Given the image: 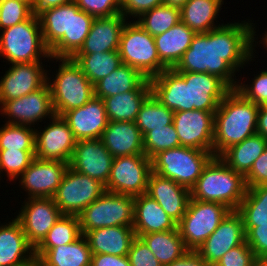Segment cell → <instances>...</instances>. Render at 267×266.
<instances>
[{
  "mask_svg": "<svg viewBox=\"0 0 267 266\" xmlns=\"http://www.w3.org/2000/svg\"><path fill=\"white\" fill-rule=\"evenodd\" d=\"M252 24L249 20L223 23L207 33H196L174 69L177 72L213 74L235 89L238 83L235 74L244 68L243 65L254 61V47L258 45L254 36L258 35L255 23Z\"/></svg>",
  "mask_w": 267,
  "mask_h": 266,
  "instance_id": "cell-1",
  "label": "cell"
},
{
  "mask_svg": "<svg viewBox=\"0 0 267 266\" xmlns=\"http://www.w3.org/2000/svg\"><path fill=\"white\" fill-rule=\"evenodd\" d=\"M153 96L173 112H215L231 88L208 73L177 72L167 68L150 79Z\"/></svg>",
  "mask_w": 267,
  "mask_h": 266,
  "instance_id": "cell-2",
  "label": "cell"
},
{
  "mask_svg": "<svg viewBox=\"0 0 267 266\" xmlns=\"http://www.w3.org/2000/svg\"><path fill=\"white\" fill-rule=\"evenodd\" d=\"M259 106L231 89L214 113L213 155L256 134Z\"/></svg>",
  "mask_w": 267,
  "mask_h": 266,
  "instance_id": "cell-3",
  "label": "cell"
},
{
  "mask_svg": "<svg viewBox=\"0 0 267 266\" xmlns=\"http://www.w3.org/2000/svg\"><path fill=\"white\" fill-rule=\"evenodd\" d=\"M246 191L245 177L231 169L219 156H213L190 189V195L191 199L221 203L234 211Z\"/></svg>",
  "mask_w": 267,
  "mask_h": 266,
  "instance_id": "cell-4",
  "label": "cell"
},
{
  "mask_svg": "<svg viewBox=\"0 0 267 266\" xmlns=\"http://www.w3.org/2000/svg\"><path fill=\"white\" fill-rule=\"evenodd\" d=\"M53 59V60H52ZM59 63L58 69L50 77L47 70V83L50 87L55 115L62 116L65 112L85 105L94 97V86L83 73L80 66L72 58H54ZM53 78V79H52ZM52 79V81H51Z\"/></svg>",
  "mask_w": 267,
  "mask_h": 266,
  "instance_id": "cell-5",
  "label": "cell"
},
{
  "mask_svg": "<svg viewBox=\"0 0 267 266\" xmlns=\"http://www.w3.org/2000/svg\"><path fill=\"white\" fill-rule=\"evenodd\" d=\"M0 57L9 64L42 62V58L50 60L38 16L32 14L27 20L2 30Z\"/></svg>",
  "mask_w": 267,
  "mask_h": 266,
  "instance_id": "cell-6",
  "label": "cell"
},
{
  "mask_svg": "<svg viewBox=\"0 0 267 266\" xmlns=\"http://www.w3.org/2000/svg\"><path fill=\"white\" fill-rule=\"evenodd\" d=\"M213 156L210 151L185 146L163 150L152 158V172L190 190Z\"/></svg>",
  "mask_w": 267,
  "mask_h": 266,
  "instance_id": "cell-7",
  "label": "cell"
},
{
  "mask_svg": "<svg viewBox=\"0 0 267 266\" xmlns=\"http://www.w3.org/2000/svg\"><path fill=\"white\" fill-rule=\"evenodd\" d=\"M118 51L122 63L135 68L147 79L167 69L159 59L154 37L135 20L132 23L126 22L121 33Z\"/></svg>",
  "mask_w": 267,
  "mask_h": 266,
  "instance_id": "cell-8",
  "label": "cell"
},
{
  "mask_svg": "<svg viewBox=\"0 0 267 266\" xmlns=\"http://www.w3.org/2000/svg\"><path fill=\"white\" fill-rule=\"evenodd\" d=\"M230 211L221 203L190 199L186 213L177 224L185 247L196 251Z\"/></svg>",
  "mask_w": 267,
  "mask_h": 266,
  "instance_id": "cell-9",
  "label": "cell"
},
{
  "mask_svg": "<svg viewBox=\"0 0 267 266\" xmlns=\"http://www.w3.org/2000/svg\"><path fill=\"white\" fill-rule=\"evenodd\" d=\"M82 234L113 226H133L134 197L106 191L79 215Z\"/></svg>",
  "mask_w": 267,
  "mask_h": 266,
  "instance_id": "cell-10",
  "label": "cell"
},
{
  "mask_svg": "<svg viewBox=\"0 0 267 266\" xmlns=\"http://www.w3.org/2000/svg\"><path fill=\"white\" fill-rule=\"evenodd\" d=\"M105 192L100 181L68 167L53 199L63 215L78 216Z\"/></svg>",
  "mask_w": 267,
  "mask_h": 266,
  "instance_id": "cell-11",
  "label": "cell"
},
{
  "mask_svg": "<svg viewBox=\"0 0 267 266\" xmlns=\"http://www.w3.org/2000/svg\"><path fill=\"white\" fill-rule=\"evenodd\" d=\"M152 159L146 155L115 157L105 189L111 193L139 196L147 191Z\"/></svg>",
  "mask_w": 267,
  "mask_h": 266,
  "instance_id": "cell-12",
  "label": "cell"
},
{
  "mask_svg": "<svg viewBox=\"0 0 267 266\" xmlns=\"http://www.w3.org/2000/svg\"><path fill=\"white\" fill-rule=\"evenodd\" d=\"M0 114L7 124L33 126L55 115L50 87L46 82L40 89L0 105ZM36 123V124H35Z\"/></svg>",
  "mask_w": 267,
  "mask_h": 266,
  "instance_id": "cell-13",
  "label": "cell"
},
{
  "mask_svg": "<svg viewBox=\"0 0 267 266\" xmlns=\"http://www.w3.org/2000/svg\"><path fill=\"white\" fill-rule=\"evenodd\" d=\"M49 122L42 131L35 128V157L69 163L77 140L62 116L54 115Z\"/></svg>",
  "mask_w": 267,
  "mask_h": 266,
  "instance_id": "cell-14",
  "label": "cell"
},
{
  "mask_svg": "<svg viewBox=\"0 0 267 266\" xmlns=\"http://www.w3.org/2000/svg\"><path fill=\"white\" fill-rule=\"evenodd\" d=\"M22 204L15 218L20 222L28 242L36 248L63 214L53 198H29Z\"/></svg>",
  "mask_w": 267,
  "mask_h": 266,
  "instance_id": "cell-15",
  "label": "cell"
},
{
  "mask_svg": "<svg viewBox=\"0 0 267 266\" xmlns=\"http://www.w3.org/2000/svg\"><path fill=\"white\" fill-rule=\"evenodd\" d=\"M69 163L34 158L30 166L18 178L28 198H53Z\"/></svg>",
  "mask_w": 267,
  "mask_h": 266,
  "instance_id": "cell-16",
  "label": "cell"
},
{
  "mask_svg": "<svg viewBox=\"0 0 267 266\" xmlns=\"http://www.w3.org/2000/svg\"><path fill=\"white\" fill-rule=\"evenodd\" d=\"M214 113L203 110L174 112L173 124L180 146L213 153Z\"/></svg>",
  "mask_w": 267,
  "mask_h": 266,
  "instance_id": "cell-17",
  "label": "cell"
},
{
  "mask_svg": "<svg viewBox=\"0 0 267 266\" xmlns=\"http://www.w3.org/2000/svg\"><path fill=\"white\" fill-rule=\"evenodd\" d=\"M246 241L242 216L237 210L230 211L217 229L196 250L210 266H215L222 256Z\"/></svg>",
  "mask_w": 267,
  "mask_h": 266,
  "instance_id": "cell-18",
  "label": "cell"
},
{
  "mask_svg": "<svg viewBox=\"0 0 267 266\" xmlns=\"http://www.w3.org/2000/svg\"><path fill=\"white\" fill-rule=\"evenodd\" d=\"M42 62L11 64L0 80V105L40 89L47 82Z\"/></svg>",
  "mask_w": 267,
  "mask_h": 266,
  "instance_id": "cell-19",
  "label": "cell"
},
{
  "mask_svg": "<svg viewBox=\"0 0 267 266\" xmlns=\"http://www.w3.org/2000/svg\"><path fill=\"white\" fill-rule=\"evenodd\" d=\"M114 157L101 139L78 140L69 167L106 185Z\"/></svg>",
  "mask_w": 267,
  "mask_h": 266,
  "instance_id": "cell-20",
  "label": "cell"
},
{
  "mask_svg": "<svg viewBox=\"0 0 267 266\" xmlns=\"http://www.w3.org/2000/svg\"><path fill=\"white\" fill-rule=\"evenodd\" d=\"M43 41L54 58H69L70 3L38 15Z\"/></svg>",
  "mask_w": 267,
  "mask_h": 266,
  "instance_id": "cell-21",
  "label": "cell"
},
{
  "mask_svg": "<svg viewBox=\"0 0 267 266\" xmlns=\"http://www.w3.org/2000/svg\"><path fill=\"white\" fill-rule=\"evenodd\" d=\"M62 117L77 141L100 139L108 124L103 99L95 96L85 105L65 112Z\"/></svg>",
  "mask_w": 267,
  "mask_h": 266,
  "instance_id": "cell-22",
  "label": "cell"
},
{
  "mask_svg": "<svg viewBox=\"0 0 267 266\" xmlns=\"http://www.w3.org/2000/svg\"><path fill=\"white\" fill-rule=\"evenodd\" d=\"M146 194L157 201L166 214L177 224L186 213L191 199L188 188L154 172L150 173Z\"/></svg>",
  "mask_w": 267,
  "mask_h": 266,
  "instance_id": "cell-23",
  "label": "cell"
},
{
  "mask_svg": "<svg viewBox=\"0 0 267 266\" xmlns=\"http://www.w3.org/2000/svg\"><path fill=\"white\" fill-rule=\"evenodd\" d=\"M35 259V248L28 242L20 222L13 218L1 224L0 266H23Z\"/></svg>",
  "mask_w": 267,
  "mask_h": 266,
  "instance_id": "cell-24",
  "label": "cell"
},
{
  "mask_svg": "<svg viewBox=\"0 0 267 266\" xmlns=\"http://www.w3.org/2000/svg\"><path fill=\"white\" fill-rule=\"evenodd\" d=\"M127 19L120 13L109 17H96L80 50L76 54L118 51Z\"/></svg>",
  "mask_w": 267,
  "mask_h": 266,
  "instance_id": "cell-25",
  "label": "cell"
},
{
  "mask_svg": "<svg viewBox=\"0 0 267 266\" xmlns=\"http://www.w3.org/2000/svg\"><path fill=\"white\" fill-rule=\"evenodd\" d=\"M100 139L114 158L144 155L143 136L135 122L108 121Z\"/></svg>",
  "mask_w": 267,
  "mask_h": 266,
  "instance_id": "cell-26",
  "label": "cell"
},
{
  "mask_svg": "<svg viewBox=\"0 0 267 266\" xmlns=\"http://www.w3.org/2000/svg\"><path fill=\"white\" fill-rule=\"evenodd\" d=\"M133 229L136 237L143 234L174 230L177 223L148 194L134 197Z\"/></svg>",
  "mask_w": 267,
  "mask_h": 266,
  "instance_id": "cell-27",
  "label": "cell"
},
{
  "mask_svg": "<svg viewBox=\"0 0 267 266\" xmlns=\"http://www.w3.org/2000/svg\"><path fill=\"white\" fill-rule=\"evenodd\" d=\"M86 237L91 254L128 256L130 246L136 238L132 226L103 227L87 231Z\"/></svg>",
  "mask_w": 267,
  "mask_h": 266,
  "instance_id": "cell-28",
  "label": "cell"
},
{
  "mask_svg": "<svg viewBox=\"0 0 267 266\" xmlns=\"http://www.w3.org/2000/svg\"><path fill=\"white\" fill-rule=\"evenodd\" d=\"M91 250L82 234L76 241L54 248H35L39 266H91Z\"/></svg>",
  "mask_w": 267,
  "mask_h": 266,
  "instance_id": "cell-29",
  "label": "cell"
},
{
  "mask_svg": "<svg viewBox=\"0 0 267 266\" xmlns=\"http://www.w3.org/2000/svg\"><path fill=\"white\" fill-rule=\"evenodd\" d=\"M152 94L150 79L135 90L103 98L108 121L135 122L144 101Z\"/></svg>",
  "mask_w": 267,
  "mask_h": 266,
  "instance_id": "cell-30",
  "label": "cell"
},
{
  "mask_svg": "<svg viewBox=\"0 0 267 266\" xmlns=\"http://www.w3.org/2000/svg\"><path fill=\"white\" fill-rule=\"evenodd\" d=\"M195 32L182 21L166 32L154 37L160 61L167 68H174L190 47Z\"/></svg>",
  "mask_w": 267,
  "mask_h": 266,
  "instance_id": "cell-31",
  "label": "cell"
},
{
  "mask_svg": "<svg viewBox=\"0 0 267 266\" xmlns=\"http://www.w3.org/2000/svg\"><path fill=\"white\" fill-rule=\"evenodd\" d=\"M223 0H189L181 9V21L195 33H207L223 24H215Z\"/></svg>",
  "mask_w": 267,
  "mask_h": 266,
  "instance_id": "cell-32",
  "label": "cell"
},
{
  "mask_svg": "<svg viewBox=\"0 0 267 266\" xmlns=\"http://www.w3.org/2000/svg\"><path fill=\"white\" fill-rule=\"evenodd\" d=\"M266 147L267 139L256 133L229 147L219 157L231 169L245 177Z\"/></svg>",
  "mask_w": 267,
  "mask_h": 266,
  "instance_id": "cell-33",
  "label": "cell"
},
{
  "mask_svg": "<svg viewBox=\"0 0 267 266\" xmlns=\"http://www.w3.org/2000/svg\"><path fill=\"white\" fill-rule=\"evenodd\" d=\"M140 238L163 266L171 264L188 252L178 227L174 230L143 234Z\"/></svg>",
  "mask_w": 267,
  "mask_h": 266,
  "instance_id": "cell-34",
  "label": "cell"
},
{
  "mask_svg": "<svg viewBox=\"0 0 267 266\" xmlns=\"http://www.w3.org/2000/svg\"><path fill=\"white\" fill-rule=\"evenodd\" d=\"M146 78L135 68L122 63L111 74L96 82L94 96L106 98L135 90Z\"/></svg>",
  "mask_w": 267,
  "mask_h": 266,
  "instance_id": "cell-35",
  "label": "cell"
},
{
  "mask_svg": "<svg viewBox=\"0 0 267 266\" xmlns=\"http://www.w3.org/2000/svg\"><path fill=\"white\" fill-rule=\"evenodd\" d=\"M72 59L80 66L85 76L93 85L111 74L122 64L119 51L75 54Z\"/></svg>",
  "mask_w": 267,
  "mask_h": 266,
  "instance_id": "cell-36",
  "label": "cell"
},
{
  "mask_svg": "<svg viewBox=\"0 0 267 266\" xmlns=\"http://www.w3.org/2000/svg\"><path fill=\"white\" fill-rule=\"evenodd\" d=\"M237 212L242 216L244 227L267 224V185L247 188Z\"/></svg>",
  "mask_w": 267,
  "mask_h": 266,
  "instance_id": "cell-37",
  "label": "cell"
},
{
  "mask_svg": "<svg viewBox=\"0 0 267 266\" xmlns=\"http://www.w3.org/2000/svg\"><path fill=\"white\" fill-rule=\"evenodd\" d=\"M173 117L174 112L151 94L141 105L135 123L144 136L154 128H166L173 123Z\"/></svg>",
  "mask_w": 267,
  "mask_h": 266,
  "instance_id": "cell-38",
  "label": "cell"
},
{
  "mask_svg": "<svg viewBox=\"0 0 267 266\" xmlns=\"http://www.w3.org/2000/svg\"><path fill=\"white\" fill-rule=\"evenodd\" d=\"M181 21L178 7L162 4L143 13L136 22L151 36L160 35Z\"/></svg>",
  "mask_w": 267,
  "mask_h": 266,
  "instance_id": "cell-39",
  "label": "cell"
},
{
  "mask_svg": "<svg viewBox=\"0 0 267 266\" xmlns=\"http://www.w3.org/2000/svg\"><path fill=\"white\" fill-rule=\"evenodd\" d=\"M82 235L78 216L62 215L36 248H54L76 241Z\"/></svg>",
  "mask_w": 267,
  "mask_h": 266,
  "instance_id": "cell-40",
  "label": "cell"
},
{
  "mask_svg": "<svg viewBox=\"0 0 267 266\" xmlns=\"http://www.w3.org/2000/svg\"><path fill=\"white\" fill-rule=\"evenodd\" d=\"M2 126L0 127V150L35 151V128L7 123Z\"/></svg>",
  "mask_w": 267,
  "mask_h": 266,
  "instance_id": "cell-41",
  "label": "cell"
},
{
  "mask_svg": "<svg viewBox=\"0 0 267 266\" xmlns=\"http://www.w3.org/2000/svg\"><path fill=\"white\" fill-rule=\"evenodd\" d=\"M94 19L95 17L79 9L74 1L70 3L69 58L82 47Z\"/></svg>",
  "mask_w": 267,
  "mask_h": 266,
  "instance_id": "cell-42",
  "label": "cell"
},
{
  "mask_svg": "<svg viewBox=\"0 0 267 266\" xmlns=\"http://www.w3.org/2000/svg\"><path fill=\"white\" fill-rule=\"evenodd\" d=\"M144 155L152 159L160 151L169 150L180 146L178 133L174 124L166 128H154L143 136Z\"/></svg>",
  "mask_w": 267,
  "mask_h": 266,
  "instance_id": "cell-43",
  "label": "cell"
},
{
  "mask_svg": "<svg viewBox=\"0 0 267 266\" xmlns=\"http://www.w3.org/2000/svg\"><path fill=\"white\" fill-rule=\"evenodd\" d=\"M35 158V151L0 150V180L7 176L10 181H17ZM3 172V173H2Z\"/></svg>",
  "mask_w": 267,
  "mask_h": 266,
  "instance_id": "cell-44",
  "label": "cell"
},
{
  "mask_svg": "<svg viewBox=\"0 0 267 266\" xmlns=\"http://www.w3.org/2000/svg\"><path fill=\"white\" fill-rule=\"evenodd\" d=\"M33 14L27 0H0V32L27 20Z\"/></svg>",
  "mask_w": 267,
  "mask_h": 266,
  "instance_id": "cell-45",
  "label": "cell"
},
{
  "mask_svg": "<svg viewBox=\"0 0 267 266\" xmlns=\"http://www.w3.org/2000/svg\"><path fill=\"white\" fill-rule=\"evenodd\" d=\"M235 90L239 92L245 99L261 106L267 100V69L262 70L260 74H256L252 82L248 84L239 82Z\"/></svg>",
  "mask_w": 267,
  "mask_h": 266,
  "instance_id": "cell-46",
  "label": "cell"
},
{
  "mask_svg": "<svg viewBox=\"0 0 267 266\" xmlns=\"http://www.w3.org/2000/svg\"><path fill=\"white\" fill-rule=\"evenodd\" d=\"M78 8L93 17H109L120 14V0H74Z\"/></svg>",
  "mask_w": 267,
  "mask_h": 266,
  "instance_id": "cell-47",
  "label": "cell"
},
{
  "mask_svg": "<svg viewBox=\"0 0 267 266\" xmlns=\"http://www.w3.org/2000/svg\"><path fill=\"white\" fill-rule=\"evenodd\" d=\"M255 255L249 245H241L227 251L215 266H254Z\"/></svg>",
  "mask_w": 267,
  "mask_h": 266,
  "instance_id": "cell-48",
  "label": "cell"
},
{
  "mask_svg": "<svg viewBox=\"0 0 267 266\" xmlns=\"http://www.w3.org/2000/svg\"><path fill=\"white\" fill-rule=\"evenodd\" d=\"M131 266H163L140 237H136L128 252Z\"/></svg>",
  "mask_w": 267,
  "mask_h": 266,
  "instance_id": "cell-49",
  "label": "cell"
},
{
  "mask_svg": "<svg viewBox=\"0 0 267 266\" xmlns=\"http://www.w3.org/2000/svg\"><path fill=\"white\" fill-rule=\"evenodd\" d=\"M246 243L252 249L255 257L267 255V224L257 227H244Z\"/></svg>",
  "mask_w": 267,
  "mask_h": 266,
  "instance_id": "cell-50",
  "label": "cell"
},
{
  "mask_svg": "<svg viewBox=\"0 0 267 266\" xmlns=\"http://www.w3.org/2000/svg\"><path fill=\"white\" fill-rule=\"evenodd\" d=\"M162 4L163 0H120V10L127 20L129 17L136 20L143 13Z\"/></svg>",
  "mask_w": 267,
  "mask_h": 266,
  "instance_id": "cell-51",
  "label": "cell"
},
{
  "mask_svg": "<svg viewBox=\"0 0 267 266\" xmlns=\"http://www.w3.org/2000/svg\"><path fill=\"white\" fill-rule=\"evenodd\" d=\"M247 188L267 185V147L253 163L249 173L245 176Z\"/></svg>",
  "mask_w": 267,
  "mask_h": 266,
  "instance_id": "cell-52",
  "label": "cell"
},
{
  "mask_svg": "<svg viewBox=\"0 0 267 266\" xmlns=\"http://www.w3.org/2000/svg\"><path fill=\"white\" fill-rule=\"evenodd\" d=\"M91 266H131V265L128 256L94 254L91 256Z\"/></svg>",
  "mask_w": 267,
  "mask_h": 266,
  "instance_id": "cell-53",
  "label": "cell"
},
{
  "mask_svg": "<svg viewBox=\"0 0 267 266\" xmlns=\"http://www.w3.org/2000/svg\"><path fill=\"white\" fill-rule=\"evenodd\" d=\"M166 266H210L196 251L188 250L181 258Z\"/></svg>",
  "mask_w": 267,
  "mask_h": 266,
  "instance_id": "cell-54",
  "label": "cell"
},
{
  "mask_svg": "<svg viewBox=\"0 0 267 266\" xmlns=\"http://www.w3.org/2000/svg\"><path fill=\"white\" fill-rule=\"evenodd\" d=\"M73 1L74 0H32L31 8H32L33 14L38 16L41 12L47 9L55 8L60 5H65Z\"/></svg>",
  "mask_w": 267,
  "mask_h": 266,
  "instance_id": "cell-55",
  "label": "cell"
},
{
  "mask_svg": "<svg viewBox=\"0 0 267 266\" xmlns=\"http://www.w3.org/2000/svg\"><path fill=\"white\" fill-rule=\"evenodd\" d=\"M256 132L267 139V110L262 106H259L257 114Z\"/></svg>",
  "mask_w": 267,
  "mask_h": 266,
  "instance_id": "cell-56",
  "label": "cell"
},
{
  "mask_svg": "<svg viewBox=\"0 0 267 266\" xmlns=\"http://www.w3.org/2000/svg\"><path fill=\"white\" fill-rule=\"evenodd\" d=\"M189 0H163V4L181 9Z\"/></svg>",
  "mask_w": 267,
  "mask_h": 266,
  "instance_id": "cell-57",
  "label": "cell"
},
{
  "mask_svg": "<svg viewBox=\"0 0 267 266\" xmlns=\"http://www.w3.org/2000/svg\"><path fill=\"white\" fill-rule=\"evenodd\" d=\"M254 266H267V255L255 257Z\"/></svg>",
  "mask_w": 267,
  "mask_h": 266,
  "instance_id": "cell-58",
  "label": "cell"
},
{
  "mask_svg": "<svg viewBox=\"0 0 267 266\" xmlns=\"http://www.w3.org/2000/svg\"><path fill=\"white\" fill-rule=\"evenodd\" d=\"M263 35L261 38L262 40L260 39V41H259V44L260 43L263 44L264 48H266V50H267V31H265V33H263Z\"/></svg>",
  "mask_w": 267,
  "mask_h": 266,
  "instance_id": "cell-59",
  "label": "cell"
},
{
  "mask_svg": "<svg viewBox=\"0 0 267 266\" xmlns=\"http://www.w3.org/2000/svg\"><path fill=\"white\" fill-rule=\"evenodd\" d=\"M23 266H39V263H38V260L35 259L33 262L28 263V264L23 265Z\"/></svg>",
  "mask_w": 267,
  "mask_h": 266,
  "instance_id": "cell-60",
  "label": "cell"
},
{
  "mask_svg": "<svg viewBox=\"0 0 267 266\" xmlns=\"http://www.w3.org/2000/svg\"><path fill=\"white\" fill-rule=\"evenodd\" d=\"M261 106H262L264 109L267 110V100H266V102H264Z\"/></svg>",
  "mask_w": 267,
  "mask_h": 266,
  "instance_id": "cell-61",
  "label": "cell"
}]
</instances>
